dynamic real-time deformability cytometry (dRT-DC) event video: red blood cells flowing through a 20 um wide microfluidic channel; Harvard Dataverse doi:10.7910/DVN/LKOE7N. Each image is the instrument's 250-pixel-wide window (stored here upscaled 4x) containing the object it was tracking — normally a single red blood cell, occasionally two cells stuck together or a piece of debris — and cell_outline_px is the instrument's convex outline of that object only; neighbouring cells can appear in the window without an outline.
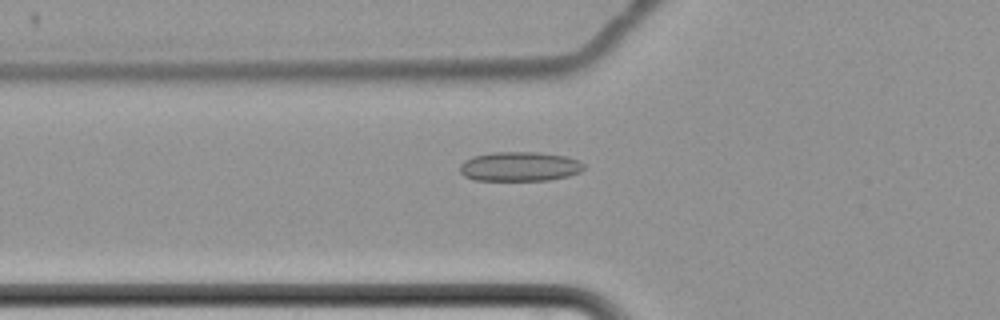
{"species": "common noctule bat (a hibernating species)", "species_latin": "Nyctalus noctula", "temperature_condition": "cold", "stored_images_in_passage": 62, "camera_frame_rate_fps": 3000, "um_per_image_px": 0.085, "animal": {"sex": "female", "body_mass_g": 22.7, "forearm_length_mm": 54.2}, "frame": {"image": 1, "passage_image": 24, "time_ms": 7.667, "image_size_px": [1000, 320], "cell_outline_px": [[584, 168], [580, 172], [568, 176], [548, 180], [476, 180], [464, 176], [460, 172], [460, 164], [464, 160], [472, 156], [492, 152], [540, 152], [568, 156], [580, 160], [584, 164]], "centroid_in_image_um": [44.18, 14.14], "position_along_channel_um": 81.6, "area_um2": 21.5}}
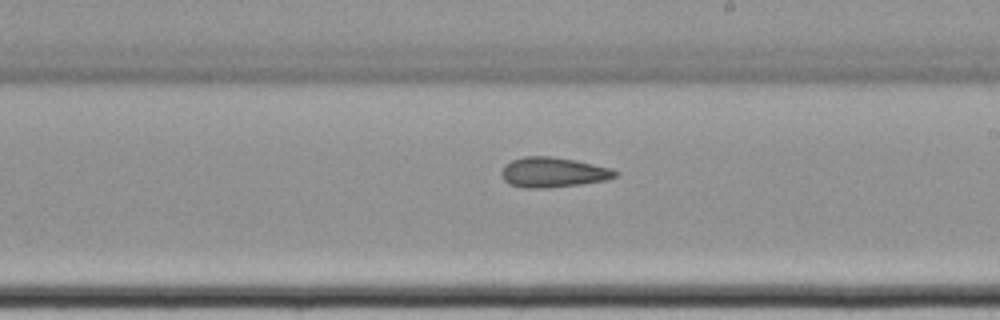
{"frame": {"image": 2, "passage_image": 38, "time_ms": 12.333, "image_size_px": [1000, 320], "cell_outline_px": [[620, 172], [616, 176], [604, 180], [580, 184], [548, 188], [524, 188], [508, 184], [504, 180], [500, 172], [504, 164], [512, 160], [524, 156], [552, 156], [576, 160], [612, 168]], "centroid_in_image_um": [46.99, 14.64], "position_along_channel_um": 242.0, "area_um2": 20.11}}
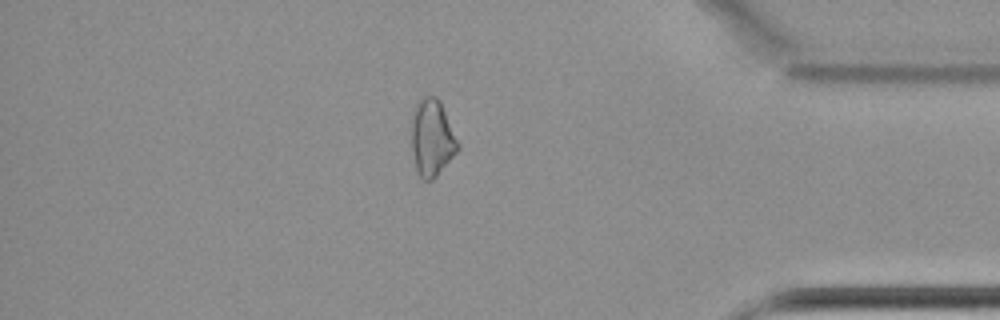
{"frame": {"image": 3, "passage_image": 54, "time_ms": 17.667, "image_size_px": [1000, 320], "cell_outline_px": [[460, 148], [436, 176], [432, 180], [424, 180], [420, 176], [416, 168], [412, 152], [412, 124], [416, 100], [424, 96], [436, 96], [440, 100], [460, 144]], "centroid_in_image_um": [36.73, 11.69], "position_along_channel_um": 398.5, "area_um2": 20.69}, "authors_computed_cell_mechanics": {"area_um2": 21.386, "velocity_mm_per_s": 3.4375, "shape_relaxation_time_tau1_ms": null, "shape_relaxation_time_tau2_ms": 6.4805, "deformation_change_tau1": null, "deformation_change_tau2": 0.1434}}